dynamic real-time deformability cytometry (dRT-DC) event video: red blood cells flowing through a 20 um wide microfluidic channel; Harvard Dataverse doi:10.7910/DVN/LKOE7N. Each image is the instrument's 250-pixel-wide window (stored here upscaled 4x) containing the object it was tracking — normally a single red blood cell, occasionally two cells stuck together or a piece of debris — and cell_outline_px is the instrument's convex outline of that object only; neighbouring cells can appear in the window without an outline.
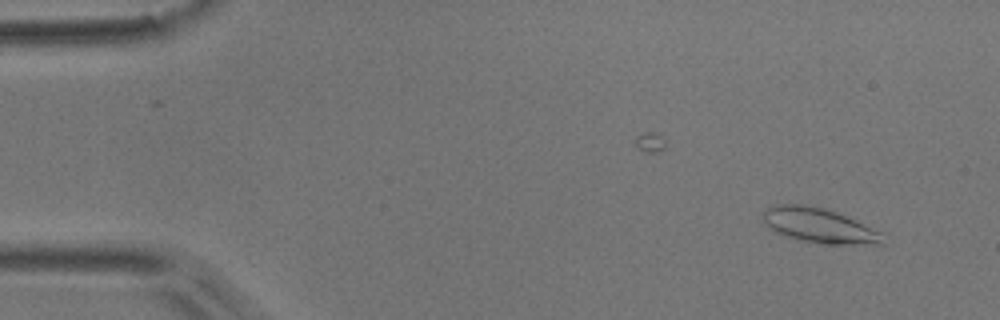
{"species": "common noctule bat (a hibernating species)", "species_latin": "Nyctalus noctula", "temperature_condition": "room temperature", "stored_images_in_passage": 4, "camera_frame_rate_fps": 3000, "um_per_image_px": 0.085, "animal": {"sex": "male", "body_mass_g": 17.9}, "frame": {"image": 1, "passage_image": 1, "time_ms": 0.0, "image_size_px": [1000, 320], "cell_outline_px": [[884, 244], [824, 244], [800, 240], [776, 232], [768, 228], [764, 220], [764, 212], [768, 208], [776, 204], [804, 204], [824, 208], [856, 220], [884, 232]], "centroid_in_image_um": [69.68, 19.17], "position_along_channel_um": 15.3, "area_um2": 24.22}}